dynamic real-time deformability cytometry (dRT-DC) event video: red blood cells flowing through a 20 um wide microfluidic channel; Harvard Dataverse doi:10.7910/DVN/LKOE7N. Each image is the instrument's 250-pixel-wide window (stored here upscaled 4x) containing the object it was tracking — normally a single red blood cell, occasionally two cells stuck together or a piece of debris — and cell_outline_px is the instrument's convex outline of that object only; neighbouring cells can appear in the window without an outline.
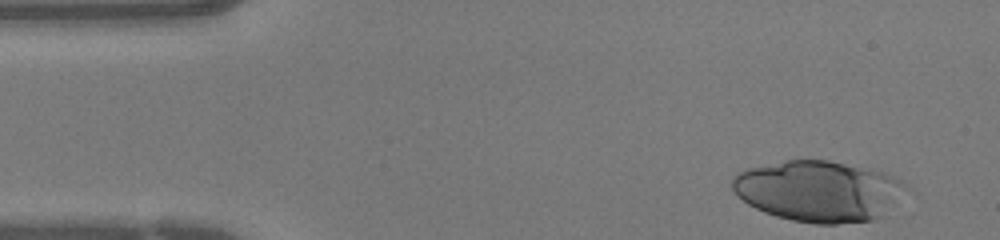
{"species": "human", "species_latin": "Homo sapiens", "temperature_condition": "warm", "stored_images_in_passage": 10, "camera_frame_rate_fps": 3000, "um_per_image_px": 0.085, "donor": {"sex": "female"}, "frame": {"image": 1, "passage_image": 1, "time_ms": 0.0, "image_size_px": [1000, 240], "cell_outline_px": [[904, 184], [880, 216], [872, 220], [836, 224], [816, 224], [792, 220], [776, 216], [764, 212], [748, 204], [736, 196], [732, 188], [732, 176], [748, 168], [788, 160], [828, 160], [884, 172], [900, 180]], "centroid_in_image_um": [69.43, 16.23], "position_along_channel_um": 15.6, "area_um2": 60.29}}
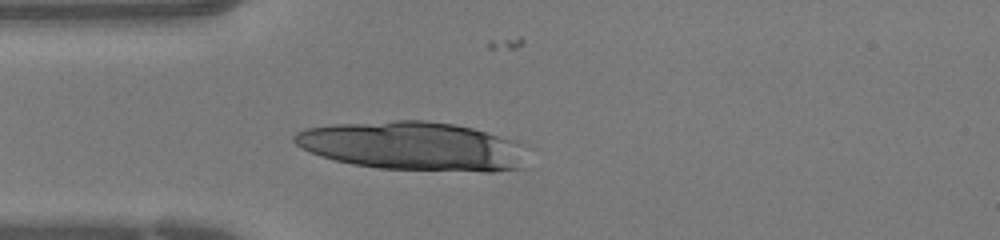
{"frame": {"image": 2, "passage_image": 9, "time_ms": 2.667, "image_size_px": [1000, 240], "cell_outline_px": [[532, 168], [492, 172], [484, 172], [380, 168], [352, 164], [320, 156], [308, 152], [300, 148], [292, 140], [292, 136], [296, 132], [308, 128], [336, 124], [396, 120], [428, 120], [452, 124], [472, 128], [516, 140], [524, 144]], "centroid_in_image_um": [35.24, 12.44], "position_along_channel_um": 49.8, "area_um2": 67.28}}